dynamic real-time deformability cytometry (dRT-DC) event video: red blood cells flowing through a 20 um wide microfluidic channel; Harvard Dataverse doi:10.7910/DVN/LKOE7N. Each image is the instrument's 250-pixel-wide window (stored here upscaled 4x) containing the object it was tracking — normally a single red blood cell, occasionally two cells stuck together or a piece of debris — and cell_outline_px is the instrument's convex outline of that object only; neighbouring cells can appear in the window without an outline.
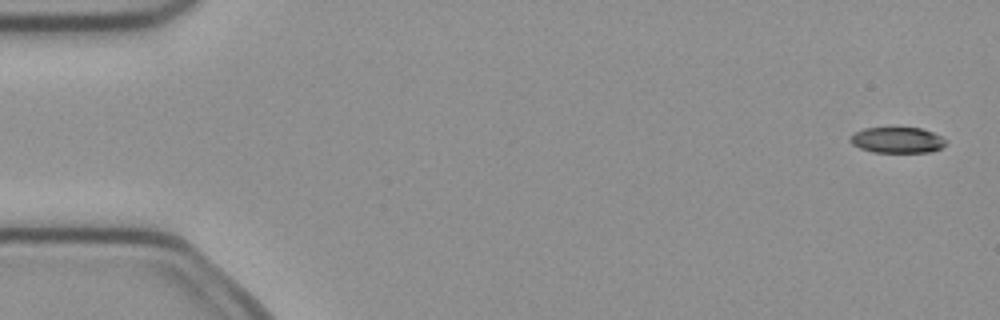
{"species": "common noctule bat (a hibernating species)", "species_latin": "Nyctalus noctula", "temperature_condition": "cold", "stored_images_in_passage": 4, "camera_frame_rate_fps": 3000, "um_per_image_px": 0.085, "animal": {"sex": "female", "body_mass_g": 21.9}, "frame": {"image": 1, "passage_image": 1, "time_ms": 0.0, "image_size_px": [1000, 320], "cell_outline_px": [[948, 140], [940, 148], [932, 152], [872, 152], [860, 148], [852, 144], [848, 140], [848, 136], [864, 128], [920, 128], [932, 132]], "centroid_in_image_um": [76.23, 11.91], "position_along_channel_um": 8.8, "area_um2": 14.39}}